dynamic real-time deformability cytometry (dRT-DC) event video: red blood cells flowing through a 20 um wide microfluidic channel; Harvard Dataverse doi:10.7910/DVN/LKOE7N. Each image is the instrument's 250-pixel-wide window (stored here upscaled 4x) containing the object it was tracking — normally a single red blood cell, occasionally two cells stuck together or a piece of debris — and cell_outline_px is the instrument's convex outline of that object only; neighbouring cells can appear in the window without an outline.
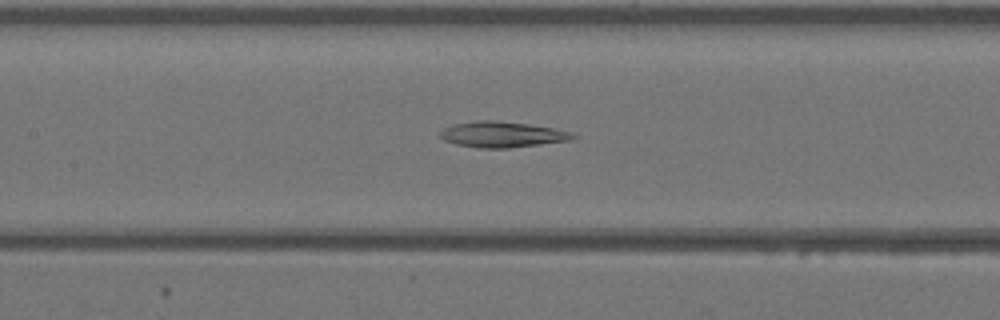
{"species": "Egyptian fruit bat (a non-hibernating species)", "species_latin": "Rousettus aegyptiacus", "temperature_condition": "warm", "stored_images_in_passage": 44, "camera_frame_rate_fps": 3000, "um_per_image_px": 0.085, "animal": {"sex": "female"}, "frame": {"image": 1, "passage_image": 21, "time_ms": 6.667, "image_size_px": [1000, 320], "cell_outline_px": [[576, 136], [572, 140], [508, 148], [480, 148], [456, 144], [444, 140], [436, 136], [444, 128], [456, 124], [476, 120], [492, 120], [528, 124], [552, 128], [572, 132]], "centroid_in_image_um": [42.65, 11.43], "position_along_channel_um": 164.7, "area_um2": 19.83}}
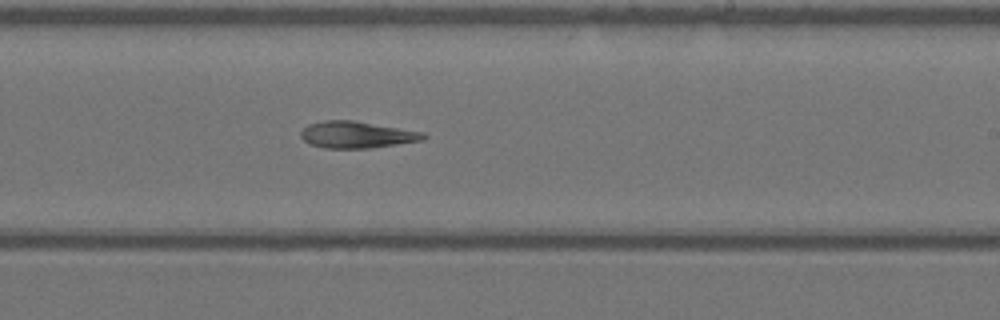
{"frame": {"image": 2, "passage_image": 27, "time_ms": 8.667, "image_size_px": [1000, 320], "cell_outline_px": [[428, 136], [424, 140], [372, 148], [324, 148], [308, 144], [300, 136], [300, 132], [308, 124], [324, 120], [352, 120], [424, 132]], "centroid_in_image_um": [30.32, 11.45], "position_along_channel_um": 258.7, "area_um2": 19.19}}
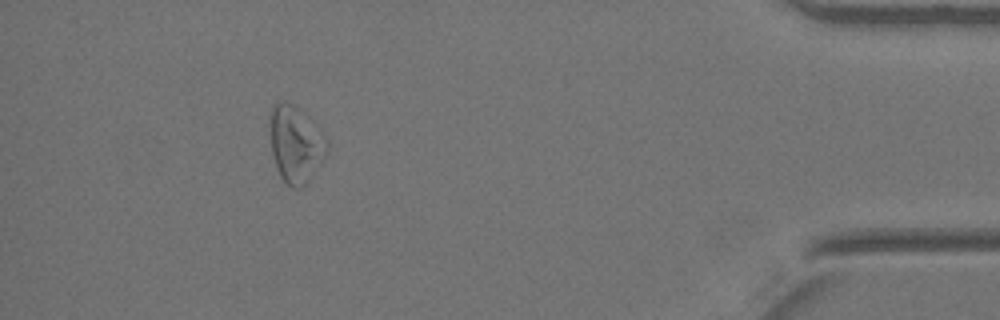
{"frame": {"image": 3, "passage_image": 40, "time_ms": 13.0, "image_size_px": [1000, 320], "cell_outline_px": [[328, 152], [308, 180], [300, 188], [292, 188], [280, 176], [276, 168], [272, 152], [268, 120], [268, 116], [272, 104], [284, 100], [300, 108], [312, 120], [328, 140]], "centroid_in_image_um": [25.1, 12.19], "position_along_channel_um": 410.1, "area_um2": 25.84}}